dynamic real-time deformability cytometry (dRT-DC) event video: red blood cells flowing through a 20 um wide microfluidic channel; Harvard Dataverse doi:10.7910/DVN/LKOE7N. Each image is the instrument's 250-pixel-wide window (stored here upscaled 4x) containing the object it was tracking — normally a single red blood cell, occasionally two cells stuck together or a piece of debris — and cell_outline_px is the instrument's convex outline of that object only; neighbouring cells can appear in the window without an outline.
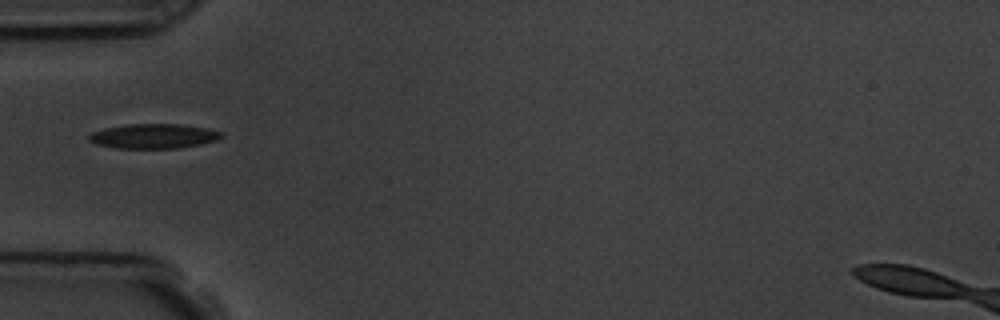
{"species": "common noctule bat (a hibernating species)", "species_latin": "Nyctalus noctula", "temperature_condition": "room temperature", "stored_images_in_passage": 4, "camera_frame_rate_fps": 3000, "um_per_image_px": 0.085, "animal": {"sex": "male", "body_mass_g": 19.5, "forearm_length_mm": 54.6}, "frame": {"image": 1, "passage_image": 1, "time_ms": 0.0, "image_size_px": [1000, 320], "cell_outline_px": [[224, 136], [216, 140], [200, 144], [176, 148], [116, 148], [96, 144], [88, 140], [88, 136], [92, 132], [104, 128], [128, 124], [180, 124], [208, 128], [224, 132]], "centroid_in_image_um": [13.07, 11.56], "position_along_channel_um": 71.9, "area_um2": 19.07}}